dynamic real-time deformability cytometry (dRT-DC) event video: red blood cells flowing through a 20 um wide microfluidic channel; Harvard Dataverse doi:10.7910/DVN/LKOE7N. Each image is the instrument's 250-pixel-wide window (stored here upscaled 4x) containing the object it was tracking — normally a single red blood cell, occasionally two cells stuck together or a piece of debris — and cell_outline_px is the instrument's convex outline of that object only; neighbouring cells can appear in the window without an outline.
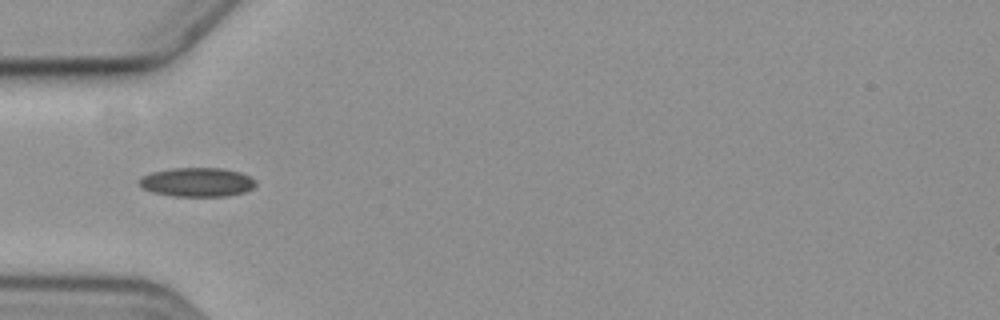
{"species": "common noctule bat (a hibernating species)", "species_latin": "Nyctalus noctula", "temperature_condition": "cold", "stored_images_in_passage": 4, "camera_frame_rate_fps": 3000, "um_per_image_px": 0.085, "animal": {"sex": "female", "body_mass_g": 19.3, "forearm_length_mm": 54.1}, "frame": {"image": 1, "passage_image": 3, "time_ms": 3.0, "image_size_px": [1000, 320], "cell_outline_px": [[256, 184], [252, 188], [244, 192], [228, 196], [172, 196], [152, 192], [144, 188], [140, 184], [140, 176], [152, 172], [172, 168], [220, 168], [240, 172], [256, 180]], "centroid_in_image_um": [16.76, 15.48], "position_along_channel_um": 68.2, "area_um2": 19.65}}
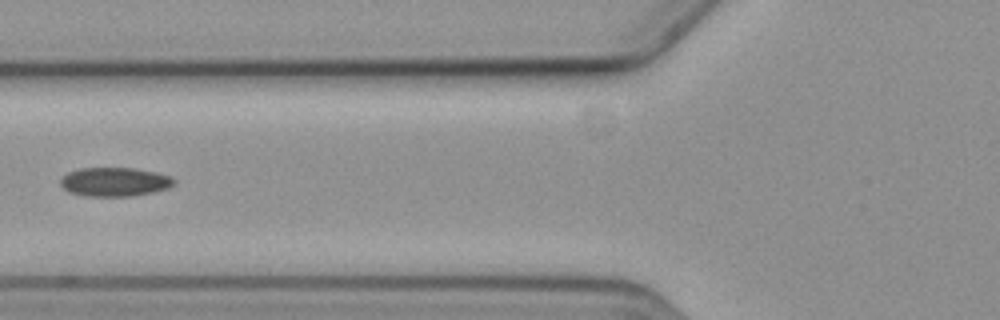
{"frame": {"image": 2, "passage_image": 4, "time_ms": 4.333, "image_size_px": [1000, 320], "cell_outline_px": [[176, 184], [168, 188], [152, 192], [132, 196], [88, 196], [72, 192], [64, 188], [60, 184], [60, 180], [68, 172], [80, 168], [132, 168], [156, 172], [168, 176], [176, 180]], "centroid_in_image_um": [9.77, 15.45], "position_along_channel_um": 116.0, "area_um2": 18.96}}